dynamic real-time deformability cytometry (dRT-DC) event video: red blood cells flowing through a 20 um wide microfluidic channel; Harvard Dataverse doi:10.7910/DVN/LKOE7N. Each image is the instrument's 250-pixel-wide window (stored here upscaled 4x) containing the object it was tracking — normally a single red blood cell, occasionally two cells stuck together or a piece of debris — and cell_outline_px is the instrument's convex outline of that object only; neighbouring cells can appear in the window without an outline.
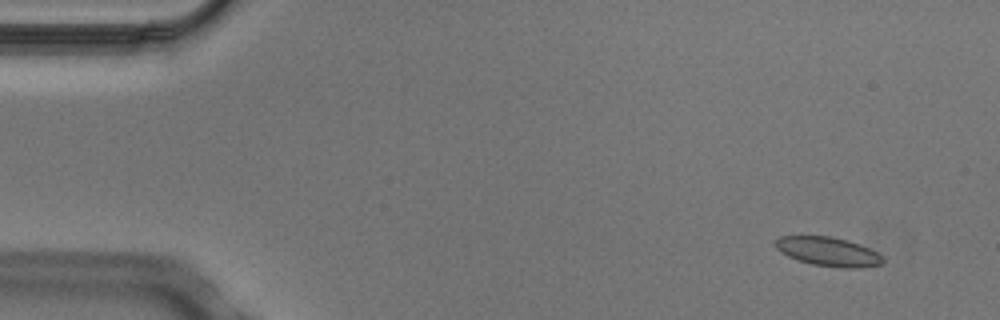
{"species": "Egyptian fruit bat (a non-hibernating species)", "species_latin": "Rousettus aegyptiacus", "temperature_condition": "cold", "stored_images_in_passage": 4, "camera_frame_rate_fps": 3000, "um_per_image_px": 0.085, "animal": {"sex": "male"}, "frame": {"image": 1, "passage_image": 2, "time_ms": 0.333, "image_size_px": [1000, 320], "cell_outline_px": [[884, 260], [880, 264], [860, 268], [840, 268], [812, 264], [788, 256], [780, 252], [776, 248], [776, 240], [780, 236], [832, 236], [848, 240], [860, 244], [876, 252]], "centroid_in_image_um": [70.39, 21.38], "position_along_channel_um": 14.6, "area_um2": 18.03}}
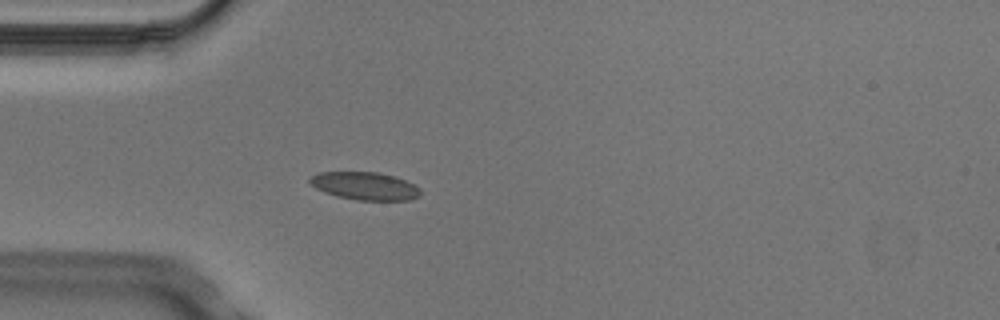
{"frame": {"image": 2, "passage_image": 4, "time_ms": 1.0, "image_size_px": [1000, 320], "cell_outline_px": [[420, 196], [412, 200], [356, 200], [336, 196], [324, 192], [316, 188], [308, 180], [312, 176], [320, 172], [376, 172], [396, 176], [420, 188]], "centroid_in_image_um": [31.03, 15.81], "position_along_channel_um": 54.0, "area_um2": 17.92}}